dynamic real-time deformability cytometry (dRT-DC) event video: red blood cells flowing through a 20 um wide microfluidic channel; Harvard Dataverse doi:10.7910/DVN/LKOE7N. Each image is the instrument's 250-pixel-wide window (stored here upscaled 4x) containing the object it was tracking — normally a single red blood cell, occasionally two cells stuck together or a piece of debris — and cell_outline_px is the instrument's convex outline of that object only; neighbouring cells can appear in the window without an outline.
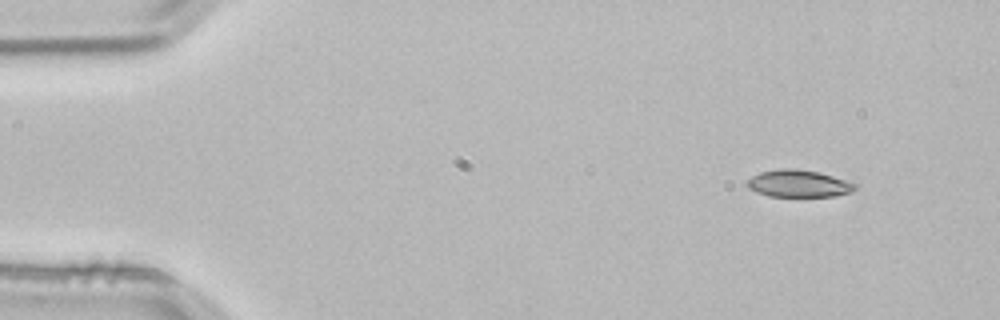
{"species": "common noctule bat (a hibernating species)", "species_latin": "Nyctalus noctula", "temperature_condition": "room temperature", "stored_images_in_passage": 2, "camera_frame_rate_fps": 3000, "um_per_image_px": 0.085, "animal": {"sex": "male", "body_mass_g": 21.5, "forearm_length_mm": 52.0}, "frame": {"image": 1, "passage_image": 1, "time_ms": 0.0, "image_size_px": [1000, 320], "cell_outline_px": [[856, 188], [852, 192], [836, 196], [768, 196], [756, 192], [748, 188], [748, 180], [752, 176], [760, 172], [780, 168], [796, 168], [820, 172], [856, 184]], "centroid_in_image_um": [67.87, 15.6], "position_along_channel_um": 17.1, "area_um2": 17.05}}